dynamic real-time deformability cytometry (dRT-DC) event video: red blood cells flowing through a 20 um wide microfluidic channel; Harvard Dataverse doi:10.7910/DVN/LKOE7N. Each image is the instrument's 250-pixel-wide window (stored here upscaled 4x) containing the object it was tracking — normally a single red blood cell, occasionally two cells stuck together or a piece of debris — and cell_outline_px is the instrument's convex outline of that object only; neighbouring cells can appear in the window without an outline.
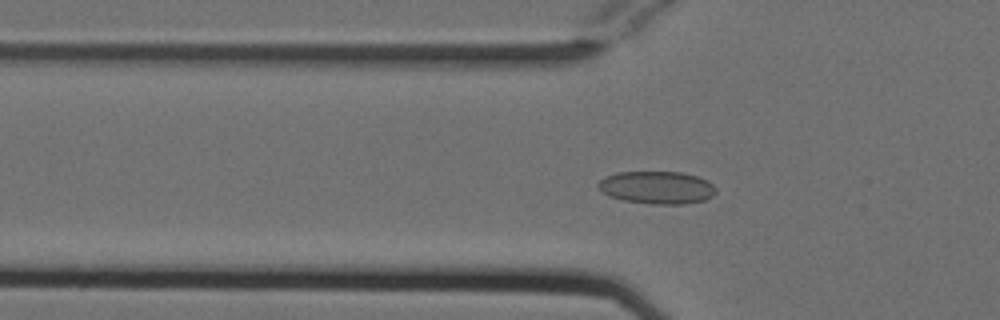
{"species": "Egyptian fruit bat (a non-hibernating species)", "species_latin": "Rousettus aegyptiacus", "temperature_condition": "cold", "stored_images_in_passage": 42, "camera_frame_rate_fps": 3000, "um_per_image_px": 0.085, "animal": {"sex": "female"}, "frame": {"image": 1, "passage_image": 6, "time_ms": 1.667, "image_size_px": [1000, 320], "cell_outline_px": [[716, 192], [712, 196], [704, 200], [684, 204], [652, 204], [624, 200], [612, 196], [604, 192], [596, 184], [604, 176], [616, 172], [680, 172], [696, 176], [708, 180], [716, 188]], "centroid_in_image_um": [55.86, 15.93], "position_along_channel_um": 69.9, "area_um2": 22.31}}
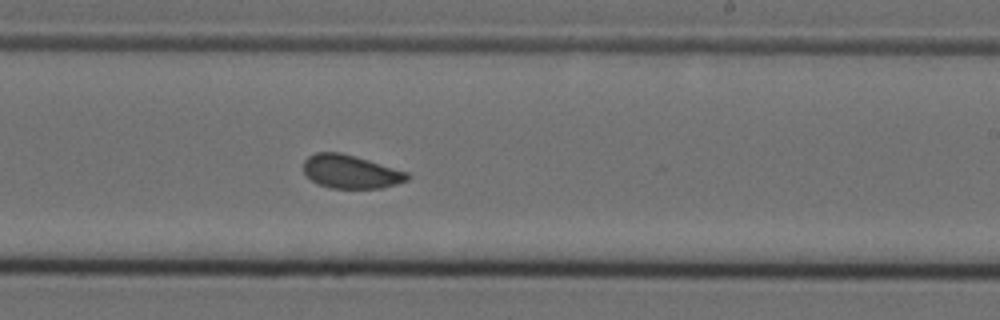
{"frame": {"image": 2, "passage_image": 21, "time_ms": 6.667, "image_size_px": [1000, 320], "cell_outline_px": [[412, 176], [408, 180], [396, 184], [380, 188], [328, 188], [316, 184], [304, 172], [304, 160], [308, 156], [316, 152], [340, 152], [356, 156], [408, 172]], "centroid_in_image_um": [29.81, 14.59], "position_along_channel_um": 259.2, "area_um2": 20.35}}
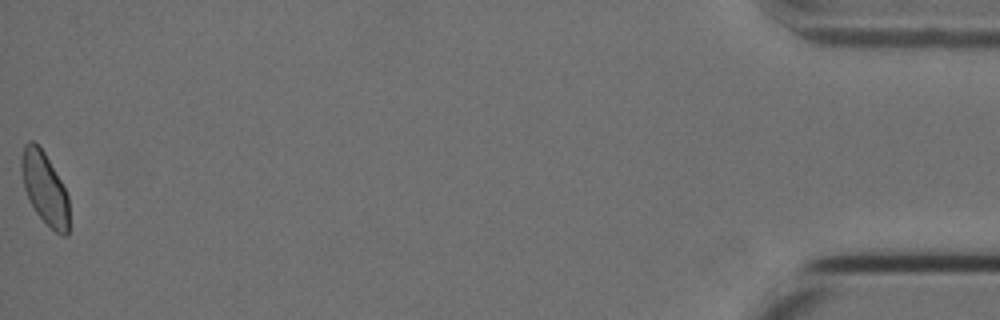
{"frame": {"image": 3, "passage_image": 42, "time_ms": 13.667, "image_size_px": [1000, 320], "cell_outline_px": [[68, 236], [64, 236], [56, 232], [36, 212], [28, 200], [24, 188], [20, 168], [20, 160], [24, 144], [28, 140], [32, 140], [44, 152], [60, 180], [68, 196]], "centroid_in_image_um": [3.77, 15.98], "position_along_channel_um": 431.4, "area_um2": 19.83}, "authors_computed_cell_mechanics": {"area_um2": 20.6635, "velocity_mm_per_s": 3.7863, "shape_relaxation_time_tau1_ms": null, "shape_relaxation_time_tau2_ms": 2.7538, "deformation_change_tau1": null, "deformation_change_tau2": 0.0531}}